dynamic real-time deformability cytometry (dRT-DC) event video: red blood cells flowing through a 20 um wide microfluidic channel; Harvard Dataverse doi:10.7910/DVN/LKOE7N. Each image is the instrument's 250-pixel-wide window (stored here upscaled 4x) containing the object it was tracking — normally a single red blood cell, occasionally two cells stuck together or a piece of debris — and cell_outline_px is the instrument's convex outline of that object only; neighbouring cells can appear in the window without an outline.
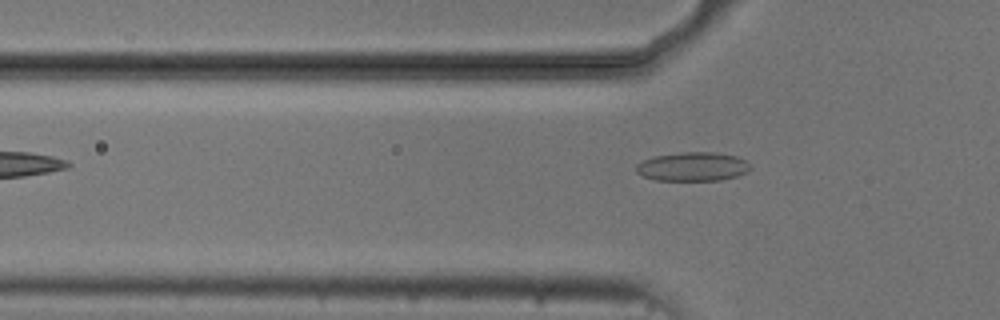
{"species": "common noctule bat (a hibernating species)", "species_latin": "Nyctalus noctula", "temperature_condition": "cold", "stored_images_in_passage": 5, "camera_frame_rate_fps": 3000, "um_per_image_px": 0.085, "animal": {"sex": "male", "body_mass_g": 20.5, "forearm_length_mm": 52.5}, "frame": {"image": 1, "passage_image": 5, "time_ms": 4.667, "image_size_px": [1000, 320], "cell_outline_px": [[752, 168], [748, 172], [736, 176], [720, 180], [656, 180], [644, 176], [636, 172], [636, 164], [644, 160], [656, 156], [680, 152], [712, 152], [736, 156], [744, 160]], "centroid_in_image_um": [58.88, 14.16], "position_along_channel_um": 66.9, "area_um2": 19.07}}